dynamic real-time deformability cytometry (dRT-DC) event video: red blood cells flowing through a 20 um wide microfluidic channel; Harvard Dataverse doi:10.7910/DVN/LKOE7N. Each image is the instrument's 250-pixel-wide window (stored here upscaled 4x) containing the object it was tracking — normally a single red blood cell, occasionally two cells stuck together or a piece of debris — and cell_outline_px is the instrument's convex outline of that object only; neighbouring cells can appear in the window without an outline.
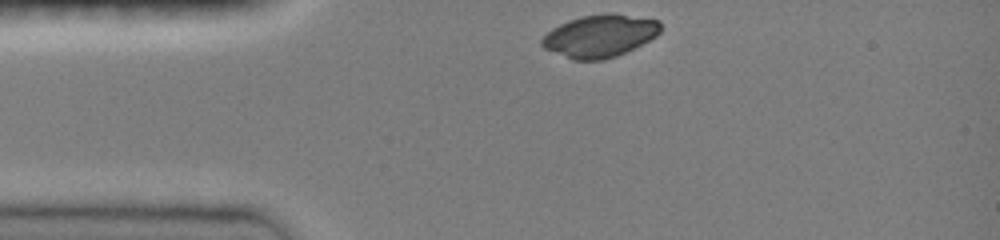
{"species": "common noctule bat (a hibernating species)", "species_latin": "Nyctalus noctula", "temperature_condition": "room temperature", "stored_images_in_passage": 3, "camera_frame_rate_fps": 3000, "um_per_image_px": 0.085, "animal": {"sex": "female", "body_mass_g": 19.0, "forearm_length_mm": 51.5}, "frame": {"image": 1, "passage_image": 1, "time_ms": 0.0, "image_size_px": [1000, 240], "cell_outline_px": [[660, 32], [656, 36], [616, 56], [604, 60], [572, 60], [544, 48], [540, 44], [540, 40], [552, 28], [568, 20], [580, 16], [604, 12], [612, 12], [660, 20]], "centroid_in_image_um": [50.96, 3.03], "position_along_channel_um": 34.0, "area_um2": 29.48}}